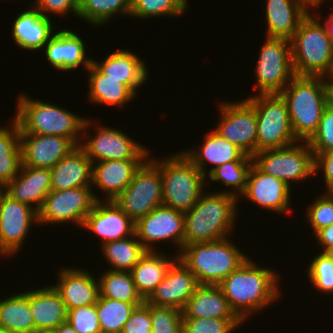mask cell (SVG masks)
I'll return each mask as SVG.
<instances>
[{"instance_id": "d590c367", "label": "cell", "mask_w": 333, "mask_h": 333, "mask_svg": "<svg viewBox=\"0 0 333 333\" xmlns=\"http://www.w3.org/2000/svg\"><path fill=\"white\" fill-rule=\"evenodd\" d=\"M133 237L102 244L103 256L105 255L104 258L113 267L110 270L130 272L148 252L138 239H135V234Z\"/></svg>"}, {"instance_id": "1f68e13d", "label": "cell", "mask_w": 333, "mask_h": 333, "mask_svg": "<svg viewBox=\"0 0 333 333\" xmlns=\"http://www.w3.org/2000/svg\"><path fill=\"white\" fill-rule=\"evenodd\" d=\"M148 251L130 271L138 294L146 301L164 279V276L176 259Z\"/></svg>"}, {"instance_id": "7402d4cb", "label": "cell", "mask_w": 333, "mask_h": 333, "mask_svg": "<svg viewBox=\"0 0 333 333\" xmlns=\"http://www.w3.org/2000/svg\"><path fill=\"white\" fill-rule=\"evenodd\" d=\"M59 281L52 285L60 294L67 311L81 306L95 305L99 295V281L84 269H62ZM97 281V282H96Z\"/></svg>"}, {"instance_id": "83f0119b", "label": "cell", "mask_w": 333, "mask_h": 333, "mask_svg": "<svg viewBox=\"0 0 333 333\" xmlns=\"http://www.w3.org/2000/svg\"><path fill=\"white\" fill-rule=\"evenodd\" d=\"M104 61V62H103ZM101 63L93 60V64L104 73L107 78L122 80L135 94L137 89L148 79V68L145 62L136 54L128 50H117L108 55Z\"/></svg>"}, {"instance_id": "e0dca14e", "label": "cell", "mask_w": 333, "mask_h": 333, "mask_svg": "<svg viewBox=\"0 0 333 333\" xmlns=\"http://www.w3.org/2000/svg\"><path fill=\"white\" fill-rule=\"evenodd\" d=\"M199 285L196 276L177 257L146 302L153 306L173 307L182 311Z\"/></svg>"}, {"instance_id": "44dd1931", "label": "cell", "mask_w": 333, "mask_h": 333, "mask_svg": "<svg viewBox=\"0 0 333 333\" xmlns=\"http://www.w3.org/2000/svg\"><path fill=\"white\" fill-rule=\"evenodd\" d=\"M50 191V168L21 166L19 174L5 185V193L8 196L20 203L33 206L37 211Z\"/></svg>"}, {"instance_id": "c3c4849f", "label": "cell", "mask_w": 333, "mask_h": 333, "mask_svg": "<svg viewBox=\"0 0 333 333\" xmlns=\"http://www.w3.org/2000/svg\"><path fill=\"white\" fill-rule=\"evenodd\" d=\"M152 332L150 318V304L144 301L136 306L132 311L130 318L124 324L121 333H148Z\"/></svg>"}, {"instance_id": "603a6c76", "label": "cell", "mask_w": 333, "mask_h": 333, "mask_svg": "<svg viewBox=\"0 0 333 333\" xmlns=\"http://www.w3.org/2000/svg\"><path fill=\"white\" fill-rule=\"evenodd\" d=\"M44 47L49 63L62 71L73 70L81 64L87 69L93 62L85 56L83 39L68 29L56 31Z\"/></svg>"}, {"instance_id": "bcb514c9", "label": "cell", "mask_w": 333, "mask_h": 333, "mask_svg": "<svg viewBox=\"0 0 333 333\" xmlns=\"http://www.w3.org/2000/svg\"><path fill=\"white\" fill-rule=\"evenodd\" d=\"M307 209V219L314 229V234L333 224V192L317 197Z\"/></svg>"}, {"instance_id": "4fadbf2b", "label": "cell", "mask_w": 333, "mask_h": 333, "mask_svg": "<svg viewBox=\"0 0 333 333\" xmlns=\"http://www.w3.org/2000/svg\"><path fill=\"white\" fill-rule=\"evenodd\" d=\"M219 108L220 122L214 131L252 157L256 153L257 142V118L254 107L244 99L239 102L221 103Z\"/></svg>"}, {"instance_id": "f546056e", "label": "cell", "mask_w": 333, "mask_h": 333, "mask_svg": "<svg viewBox=\"0 0 333 333\" xmlns=\"http://www.w3.org/2000/svg\"><path fill=\"white\" fill-rule=\"evenodd\" d=\"M31 7L17 16L11 34L20 48L37 51L54 35L53 26L50 17L42 15L35 6Z\"/></svg>"}, {"instance_id": "f5cc1de1", "label": "cell", "mask_w": 333, "mask_h": 333, "mask_svg": "<svg viewBox=\"0 0 333 333\" xmlns=\"http://www.w3.org/2000/svg\"><path fill=\"white\" fill-rule=\"evenodd\" d=\"M330 16H328L325 20V23L323 24L327 36L330 38V40L332 41L333 44V12H331V14H329Z\"/></svg>"}, {"instance_id": "db71d44e", "label": "cell", "mask_w": 333, "mask_h": 333, "mask_svg": "<svg viewBox=\"0 0 333 333\" xmlns=\"http://www.w3.org/2000/svg\"><path fill=\"white\" fill-rule=\"evenodd\" d=\"M57 333H77L75 329L69 324V322H64L56 329H54Z\"/></svg>"}, {"instance_id": "f907efd6", "label": "cell", "mask_w": 333, "mask_h": 333, "mask_svg": "<svg viewBox=\"0 0 333 333\" xmlns=\"http://www.w3.org/2000/svg\"><path fill=\"white\" fill-rule=\"evenodd\" d=\"M314 168V175H317L316 171L322 168L320 171L323 172L325 177L324 180L328 189L327 192H333V151L326 153H314Z\"/></svg>"}, {"instance_id": "6f0895ef", "label": "cell", "mask_w": 333, "mask_h": 333, "mask_svg": "<svg viewBox=\"0 0 333 333\" xmlns=\"http://www.w3.org/2000/svg\"><path fill=\"white\" fill-rule=\"evenodd\" d=\"M34 333H57L54 329L38 330Z\"/></svg>"}, {"instance_id": "e575fe53", "label": "cell", "mask_w": 333, "mask_h": 333, "mask_svg": "<svg viewBox=\"0 0 333 333\" xmlns=\"http://www.w3.org/2000/svg\"><path fill=\"white\" fill-rule=\"evenodd\" d=\"M9 127H0V181L3 184L11 182L22 166L20 148V127L13 120Z\"/></svg>"}, {"instance_id": "ee69618b", "label": "cell", "mask_w": 333, "mask_h": 333, "mask_svg": "<svg viewBox=\"0 0 333 333\" xmlns=\"http://www.w3.org/2000/svg\"><path fill=\"white\" fill-rule=\"evenodd\" d=\"M152 333H182V311L173 307L150 305Z\"/></svg>"}, {"instance_id": "91938a15", "label": "cell", "mask_w": 333, "mask_h": 333, "mask_svg": "<svg viewBox=\"0 0 333 333\" xmlns=\"http://www.w3.org/2000/svg\"><path fill=\"white\" fill-rule=\"evenodd\" d=\"M331 79V89H332V100H333V77L332 78H330Z\"/></svg>"}, {"instance_id": "94428289", "label": "cell", "mask_w": 333, "mask_h": 333, "mask_svg": "<svg viewBox=\"0 0 333 333\" xmlns=\"http://www.w3.org/2000/svg\"><path fill=\"white\" fill-rule=\"evenodd\" d=\"M328 253L333 257V248Z\"/></svg>"}, {"instance_id": "8d00e7d4", "label": "cell", "mask_w": 333, "mask_h": 333, "mask_svg": "<svg viewBox=\"0 0 333 333\" xmlns=\"http://www.w3.org/2000/svg\"><path fill=\"white\" fill-rule=\"evenodd\" d=\"M100 297L141 305L144 300L138 294L131 272L107 270L99 277Z\"/></svg>"}, {"instance_id": "680465c9", "label": "cell", "mask_w": 333, "mask_h": 333, "mask_svg": "<svg viewBox=\"0 0 333 333\" xmlns=\"http://www.w3.org/2000/svg\"><path fill=\"white\" fill-rule=\"evenodd\" d=\"M0 333H18V332H13V331H10V330H5V329L0 328Z\"/></svg>"}, {"instance_id": "836d02e7", "label": "cell", "mask_w": 333, "mask_h": 333, "mask_svg": "<svg viewBox=\"0 0 333 333\" xmlns=\"http://www.w3.org/2000/svg\"><path fill=\"white\" fill-rule=\"evenodd\" d=\"M0 328L18 333H34L30 291L8 296L0 301Z\"/></svg>"}, {"instance_id": "cb8c5ba5", "label": "cell", "mask_w": 333, "mask_h": 333, "mask_svg": "<svg viewBox=\"0 0 333 333\" xmlns=\"http://www.w3.org/2000/svg\"><path fill=\"white\" fill-rule=\"evenodd\" d=\"M51 171V190L91 187L93 162L84 150L77 146L63 157Z\"/></svg>"}, {"instance_id": "d6986e66", "label": "cell", "mask_w": 333, "mask_h": 333, "mask_svg": "<svg viewBox=\"0 0 333 333\" xmlns=\"http://www.w3.org/2000/svg\"><path fill=\"white\" fill-rule=\"evenodd\" d=\"M97 201L86 216L83 228L103 239L102 244L134 236L135 222L113 201Z\"/></svg>"}, {"instance_id": "3957f363", "label": "cell", "mask_w": 333, "mask_h": 333, "mask_svg": "<svg viewBox=\"0 0 333 333\" xmlns=\"http://www.w3.org/2000/svg\"><path fill=\"white\" fill-rule=\"evenodd\" d=\"M237 200L225 191L203 192L198 202L184 213L183 247L227 238L235 228Z\"/></svg>"}, {"instance_id": "484cf974", "label": "cell", "mask_w": 333, "mask_h": 333, "mask_svg": "<svg viewBox=\"0 0 333 333\" xmlns=\"http://www.w3.org/2000/svg\"><path fill=\"white\" fill-rule=\"evenodd\" d=\"M145 160H106L93 163L92 184L113 201L132 181Z\"/></svg>"}, {"instance_id": "4dcf8cb0", "label": "cell", "mask_w": 333, "mask_h": 333, "mask_svg": "<svg viewBox=\"0 0 333 333\" xmlns=\"http://www.w3.org/2000/svg\"><path fill=\"white\" fill-rule=\"evenodd\" d=\"M30 308L35 332L56 329L67 321L65 303L52 285L30 291Z\"/></svg>"}, {"instance_id": "b9f144b4", "label": "cell", "mask_w": 333, "mask_h": 333, "mask_svg": "<svg viewBox=\"0 0 333 333\" xmlns=\"http://www.w3.org/2000/svg\"><path fill=\"white\" fill-rule=\"evenodd\" d=\"M308 277L315 289L324 293H333V257L321 252L314 257L308 267Z\"/></svg>"}, {"instance_id": "ac0fdd59", "label": "cell", "mask_w": 333, "mask_h": 333, "mask_svg": "<svg viewBox=\"0 0 333 333\" xmlns=\"http://www.w3.org/2000/svg\"><path fill=\"white\" fill-rule=\"evenodd\" d=\"M76 147L63 136L20 133L22 166L52 168Z\"/></svg>"}, {"instance_id": "5bb4252c", "label": "cell", "mask_w": 333, "mask_h": 333, "mask_svg": "<svg viewBox=\"0 0 333 333\" xmlns=\"http://www.w3.org/2000/svg\"><path fill=\"white\" fill-rule=\"evenodd\" d=\"M79 146L93 163L96 160H146L150 156L148 149L121 130L101 125L95 136L85 142L82 140Z\"/></svg>"}, {"instance_id": "52a82bcc", "label": "cell", "mask_w": 333, "mask_h": 333, "mask_svg": "<svg viewBox=\"0 0 333 333\" xmlns=\"http://www.w3.org/2000/svg\"><path fill=\"white\" fill-rule=\"evenodd\" d=\"M163 205L188 212L204 191L205 175L183 154L161 160Z\"/></svg>"}, {"instance_id": "681fc988", "label": "cell", "mask_w": 333, "mask_h": 333, "mask_svg": "<svg viewBox=\"0 0 333 333\" xmlns=\"http://www.w3.org/2000/svg\"><path fill=\"white\" fill-rule=\"evenodd\" d=\"M34 6L40 13L49 17V13L58 14L59 16L71 11L75 16L78 15L80 0H34ZM47 13V14H46ZM61 14V15H60Z\"/></svg>"}, {"instance_id": "30bf717a", "label": "cell", "mask_w": 333, "mask_h": 333, "mask_svg": "<svg viewBox=\"0 0 333 333\" xmlns=\"http://www.w3.org/2000/svg\"><path fill=\"white\" fill-rule=\"evenodd\" d=\"M299 143L297 141L286 147L257 152L252 156L253 164L263 173L291 187L290 181H304L315 174L314 153L310 145L307 141Z\"/></svg>"}, {"instance_id": "ab89813d", "label": "cell", "mask_w": 333, "mask_h": 333, "mask_svg": "<svg viewBox=\"0 0 333 333\" xmlns=\"http://www.w3.org/2000/svg\"><path fill=\"white\" fill-rule=\"evenodd\" d=\"M253 161H231L215 168L206 178L212 182H222L226 186H231L233 191H226L239 198V194H243L247 178ZM237 190V191H236ZM237 192V193H236ZM239 192V194H238Z\"/></svg>"}, {"instance_id": "5b68a950", "label": "cell", "mask_w": 333, "mask_h": 333, "mask_svg": "<svg viewBox=\"0 0 333 333\" xmlns=\"http://www.w3.org/2000/svg\"><path fill=\"white\" fill-rule=\"evenodd\" d=\"M179 252L177 257L202 285H219L248 259V256L227 238L186 245Z\"/></svg>"}, {"instance_id": "60d3db41", "label": "cell", "mask_w": 333, "mask_h": 333, "mask_svg": "<svg viewBox=\"0 0 333 333\" xmlns=\"http://www.w3.org/2000/svg\"><path fill=\"white\" fill-rule=\"evenodd\" d=\"M186 0H131L130 16L151 18L158 16H180L187 10Z\"/></svg>"}, {"instance_id": "ffe728a7", "label": "cell", "mask_w": 333, "mask_h": 333, "mask_svg": "<svg viewBox=\"0 0 333 333\" xmlns=\"http://www.w3.org/2000/svg\"><path fill=\"white\" fill-rule=\"evenodd\" d=\"M290 190L284 181L263 173L252 164L242 196L263 208L282 214L290 208Z\"/></svg>"}, {"instance_id": "9c48e42d", "label": "cell", "mask_w": 333, "mask_h": 333, "mask_svg": "<svg viewBox=\"0 0 333 333\" xmlns=\"http://www.w3.org/2000/svg\"><path fill=\"white\" fill-rule=\"evenodd\" d=\"M149 158L136 170L126 189L113 200L134 222L163 205L161 160Z\"/></svg>"}, {"instance_id": "8992f818", "label": "cell", "mask_w": 333, "mask_h": 333, "mask_svg": "<svg viewBox=\"0 0 333 333\" xmlns=\"http://www.w3.org/2000/svg\"><path fill=\"white\" fill-rule=\"evenodd\" d=\"M317 19L309 13L290 39L292 65L295 75L329 79L333 77V44Z\"/></svg>"}, {"instance_id": "8fae6325", "label": "cell", "mask_w": 333, "mask_h": 333, "mask_svg": "<svg viewBox=\"0 0 333 333\" xmlns=\"http://www.w3.org/2000/svg\"><path fill=\"white\" fill-rule=\"evenodd\" d=\"M255 73L260 94H279L295 76L290 40L266 36Z\"/></svg>"}, {"instance_id": "f1b7e54d", "label": "cell", "mask_w": 333, "mask_h": 333, "mask_svg": "<svg viewBox=\"0 0 333 333\" xmlns=\"http://www.w3.org/2000/svg\"><path fill=\"white\" fill-rule=\"evenodd\" d=\"M300 0H267V37L291 39L300 22L310 13Z\"/></svg>"}, {"instance_id": "ba28073f", "label": "cell", "mask_w": 333, "mask_h": 333, "mask_svg": "<svg viewBox=\"0 0 333 333\" xmlns=\"http://www.w3.org/2000/svg\"><path fill=\"white\" fill-rule=\"evenodd\" d=\"M246 100L254 107L257 118L256 153L297 142L286 102L280 94L258 93Z\"/></svg>"}, {"instance_id": "f35d334b", "label": "cell", "mask_w": 333, "mask_h": 333, "mask_svg": "<svg viewBox=\"0 0 333 333\" xmlns=\"http://www.w3.org/2000/svg\"><path fill=\"white\" fill-rule=\"evenodd\" d=\"M95 305L101 333H121L136 307L134 303L100 296Z\"/></svg>"}, {"instance_id": "4316f807", "label": "cell", "mask_w": 333, "mask_h": 333, "mask_svg": "<svg viewBox=\"0 0 333 333\" xmlns=\"http://www.w3.org/2000/svg\"><path fill=\"white\" fill-rule=\"evenodd\" d=\"M182 318L240 319L219 285L200 284L182 309Z\"/></svg>"}, {"instance_id": "d4e9b609", "label": "cell", "mask_w": 333, "mask_h": 333, "mask_svg": "<svg viewBox=\"0 0 333 333\" xmlns=\"http://www.w3.org/2000/svg\"><path fill=\"white\" fill-rule=\"evenodd\" d=\"M205 143L197 152L195 149L186 150L183 154L207 177L215 168L231 161H253L236 145L221 137L214 130L205 135ZM213 164V168L206 172V164Z\"/></svg>"}, {"instance_id": "11a10c76", "label": "cell", "mask_w": 333, "mask_h": 333, "mask_svg": "<svg viewBox=\"0 0 333 333\" xmlns=\"http://www.w3.org/2000/svg\"><path fill=\"white\" fill-rule=\"evenodd\" d=\"M300 1H302L303 3H305L308 6V8L311 9V7L312 8L314 7L316 9V7L320 6V4L324 0H300Z\"/></svg>"}, {"instance_id": "6da1fadb", "label": "cell", "mask_w": 333, "mask_h": 333, "mask_svg": "<svg viewBox=\"0 0 333 333\" xmlns=\"http://www.w3.org/2000/svg\"><path fill=\"white\" fill-rule=\"evenodd\" d=\"M251 260L248 258L219 284L230 308L242 321L275 302L282 294L277 287L279 275L276 271L261 268Z\"/></svg>"}, {"instance_id": "d6a6232c", "label": "cell", "mask_w": 333, "mask_h": 333, "mask_svg": "<svg viewBox=\"0 0 333 333\" xmlns=\"http://www.w3.org/2000/svg\"><path fill=\"white\" fill-rule=\"evenodd\" d=\"M87 70L91 103L122 106L137 96L122 80L107 78L93 63Z\"/></svg>"}, {"instance_id": "816d5d0a", "label": "cell", "mask_w": 333, "mask_h": 333, "mask_svg": "<svg viewBox=\"0 0 333 333\" xmlns=\"http://www.w3.org/2000/svg\"><path fill=\"white\" fill-rule=\"evenodd\" d=\"M315 235L323 247V252L328 253L333 248V224L322 228Z\"/></svg>"}, {"instance_id": "7bdbcfd3", "label": "cell", "mask_w": 333, "mask_h": 333, "mask_svg": "<svg viewBox=\"0 0 333 333\" xmlns=\"http://www.w3.org/2000/svg\"><path fill=\"white\" fill-rule=\"evenodd\" d=\"M182 333H232L241 323V319L218 318H182Z\"/></svg>"}, {"instance_id": "7a4b0ae2", "label": "cell", "mask_w": 333, "mask_h": 333, "mask_svg": "<svg viewBox=\"0 0 333 333\" xmlns=\"http://www.w3.org/2000/svg\"><path fill=\"white\" fill-rule=\"evenodd\" d=\"M324 78V79H323ZM295 75L279 93L286 102L297 141H309L316 133L326 105L332 99L330 79Z\"/></svg>"}, {"instance_id": "74e56055", "label": "cell", "mask_w": 333, "mask_h": 333, "mask_svg": "<svg viewBox=\"0 0 333 333\" xmlns=\"http://www.w3.org/2000/svg\"><path fill=\"white\" fill-rule=\"evenodd\" d=\"M130 15L131 0H80L78 18L91 25L102 26L117 14Z\"/></svg>"}, {"instance_id": "2e32d148", "label": "cell", "mask_w": 333, "mask_h": 333, "mask_svg": "<svg viewBox=\"0 0 333 333\" xmlns=\"http://www.w3.org/2000/svg\"><path fill=\"white\" fill-rule=\"evenodd\" d=\"M38 223V211L6 193L0 202V255H14L27 238L31 224ZM4 254V255H3Z\"/></svg>"}, {"instance_id": "9a60e30c", "label": "cell", "mask_w": 333, "mask_h": 333, "mask_svg": "<svg viewBox=\"0 0 333 333\" xmlns=\"http://www.w3.org/2000/svg\"><path fill=\"white\" fill-rule=\"evenodd\" d=\"M184 227V213L162 205L135 222V235L147 251L155 250L154 242L165 240L175 242L182 250Z\"/></svg>"}, {"instance_id": "7c38bea8", "label": "cell", "mask_w": 333, "mask_h": 333, "mask_svg": "<svg viewBox=\"0 0 333 333\" xmlns=\"http://www.w3.org/2000/svg\"><path fill=\"white\" fill-rule=\"evenodd\" d=\"M91 188L51 190L38 210V224L72 221L81 227L95 203L101 201Z\"/></svg>"}, {"instance_id": "7dc6e473", "label": "cell", "mask_w": 333, "mask_h": 333, "mask_svg": "<svg viewBox=\"0 0 333 333\" xmlns=\"http://www.w3.org/2000/svg\"><path fill=\"white\" fill-rule=\"evenodd\" d=\"M67 322L77 333H101L96 305L81 306L69 310Z\"/></svg>"}, {"instance_id": "277c9868", "label": "cell", "mask_w": 333, "mask_h": 333, "mask_svg": "<svg viewBox=\"0 0 333 333\" xmlns=\"http://www.w3.org/2000/svg\"><path fill=\"white\" fill-rule=\"evenodd\" d=\"M17 102L18 111L14 120L20 127V133L63 136L70 138L77 146L82 141L81 136L88 134L86 128H90V120L81 118L68 109H62L49 102L33 100L24 93ZM80 132H83V135H80Z\"/></svg>"}, {"instance_id": "f6af8a7d", "label": "cell", "mask_w": 333, "mask_h": 333, "mask_svg": "<svg viewBox=\"0 0 333 333\" xmlns=\"http://www.w3.org/2000/svg\"><path fill=\"white\" fill-rule=\"evenodd\" d=\"M313 153L333 151V100L324 108L318 130L308 141Z\"/></svg>"}, {"instance_id": "9f6ffc18", "label": "cell", "mask_w": 333, "mask_h": 333, "mask_svg": "<svg viewBox=\"0 0 333 333\" xmlns=\"http://www.w3.org/2000/svg\"><path fill=\"white\" fill-rule=\"evenodd\" d=\"M4 194H5V184H3L0 181V202H1V199H2V197H3Z\"/></svg>"}]
</instances>
